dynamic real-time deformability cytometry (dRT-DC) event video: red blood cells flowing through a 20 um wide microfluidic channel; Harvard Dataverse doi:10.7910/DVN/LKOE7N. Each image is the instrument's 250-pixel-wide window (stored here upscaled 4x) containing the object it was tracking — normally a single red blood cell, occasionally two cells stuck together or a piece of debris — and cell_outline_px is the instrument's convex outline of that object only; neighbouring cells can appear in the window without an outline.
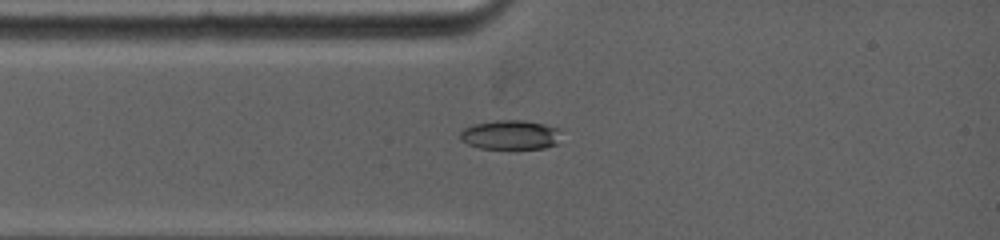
{"species": "common noctule bat (a hibernating species)", "species_latin": "Nyctalus noctula", "temperature_condition": "warm", "stored_images_in_passage": 7, "camera_frame_rate_fps": 5000, "um_per_image_px": 0.085, "animal": {"sex": "female", "body_mass_g": 19.0, "forearm_length_mm": 53.3}, "frame": {"image": 1, "passage_image": 2, "time_ms": 1.0, "image_size_px": [1000, 240], "cell_outline_px": [[560, 128], [556, 144], [544, 148], [480, 148], [468, 144], [460, 140], [460, 132], [464, 128], [476, 124], [500, 120], [524, 120], [544, 124]], "centroid_in_image_um": [43.38, 11.46], "position_along_channel_um": 41.6, "area_um2": 17.05}}
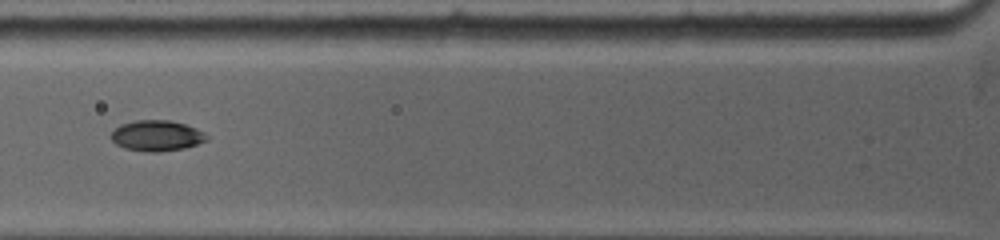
{"frame": {"image": 2, "passage_image": 4, "time_ms": 2.8, "image_size_px": [1000, 240], "cell_outline_px": [[208, 140], [184, 148], [160, 152], [144, 152], [124, 148], [116, 144], [112, 140], [112, 132], [120, 124], [136, 120], [168, 120], [184, 124], [196, 128], [204, 132], [208, 136]], "centroid_in_image_um": [13.32, 11.54], "position_along_channel_um": 112.5, "area_um2": 17.11}}
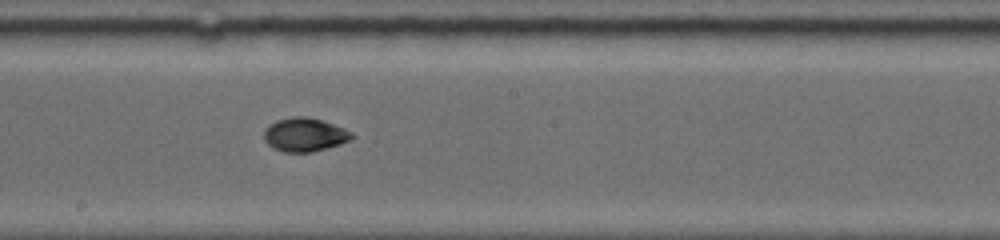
{"frame": {"image": 3, "passage_image": 7, "time_ms": 5.6, "image_size_px": [1000, 240], "cell_outline_px": [[352, 136], [348, 140], [340, 144], [312, 152], [284, 152], [272, 148], [264, 140], [264, 132], [276, 120], [292, 116], [304, 116], [320, 120], [344, 128], [352, 132]], "centroid_in_image_um": [25.87, 11.45], "position_along_channel_um": 222.3, "area_um2": 16.94}}